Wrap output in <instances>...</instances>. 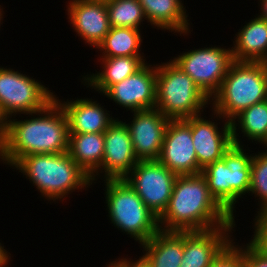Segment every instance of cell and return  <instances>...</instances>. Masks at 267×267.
Listing matches in <instances>:
<instances>
[{
	"label": "cell",
	"mask_w": 267,
	"mask_h": 267,
	"mask_svg": "<svg viewBox=\"0 0 267 267\" xmlns=\"http://www.w3.org/2000/svg\"><path fill=\"white\" fill-rule=\"evenodd\" d=\"M3 13H4L3 8L1 9V5H0V26H1V22L3 21V19H2L4 16Z\"/></svg>",
	"instance_id": "cell-35"
},
{
	"label": "cell",
	"mask_w": 267,
	"mask_h": 267,
	"mask_svg": "<svg viewBox=\"0 0 267 267\" xmlns=\"http://www.w3.org/2000/svg\"><path fill=\"white\" fill-rule=\"evenodd\" d=\"M145 63L128 78L112 85L103 95L127 111L156 107L157 65Z\"/></svg>",
	"instance_id": "cell-13"
},
{
	"label": "cell",
	"mask_w": 267,
	"mask_h": 267,
	"mask_svg": "<svg viewBox=\"0 0 267 267\" xmlns=\"http://www.w3.org/2000/svg\"><path fill=\"white\" fill-rule=\"evenodd\" d=\"M35 114L38 117L6 120L0 144V159L4 164L13 167L22 157L31 154L68 152V120L60 104L54 99Z\"/></svg>",
	"instance_id": "cell-1"
},
{
	"label": "cell",
	"mask_w": 267,
	"mask_h": 267,
	"mask_svg": "<svg viewBox=\"0 0 267 267\" xmlns=\"http://www.w3.org/2000/svg\"><path fill=\"white\" fill-rule=\"evenodd\" d=\"M92 1H104V2H106V1H109V0H92Z\"/></svg>",
	"instance_id": "cell-37"
},
{
	"label": "cell",
	"mask_w": 267,
	"mask_h": 267,
	"mask_svg": "<svg viewBox=\"0 0 267 267\" xmlns=\"http://www.w3.org/2000/svg\"><path fill=\"white\" fill-rule=\"evenodd\" d=\"M130 259V260H129ZM118 258L117 260H113L110 262L114 267H151L150 264L146 261V259L142 256L135 261H131V258Z\"/></svg>",
	"instance_id": "cell-31"
},
{
	"label": "cell",
	"mask_w": 267,
	"mask_h": 267,
	"mask_svg": "<svg viewBox=\"0 0 267 267\" xmlns=\"http://www.w3.org/2000/svg\"><path fill=\"white\" fill-rule=\"evenodd\" d=\"M254 218V237L250 244L261 254L267 257V211L257 212Z\"/></svg>",
	"instance_id": "cell-29"
},
{
	"label": "cell",
	"mask_w": 267,
	"mask_h": 267,
	"mask_svg": "<svg viewBox=\"0 0 267 267\" xmlns=\"http://www.w3.org/2000/svg\"><path fill=\"white\" fill-rule=\"evenodd\" d=\"M140 29L111 27L97 49L103 51L100 58L142 56Z\"/></svg>",
	"instance_id": "cell-25"
},
{
	"label": "cell",
	"mask_w": 267,
	"mask_h": 267,
	"mask_svg": "<svg viewBox=\"0 0 267 267\" xmlns=\"http://www.w3.org/2000/svg\"><path fill=\"white\" fill-rule=\"evenodd\" d=\"M5 128H6V119L2 116L0 112V144L4 137Z\"/></svg>",
	"instance_id": "cell-34"
},
{
	"label": "cell",
	"mask_w": 267,
	"mask_h": 267,
	"mask_svg": "<svg viewBox=\"0 0 267 267\" xmlns=\"http://www.w3.org/2000/svg\"><path fill=\"white\" fill-rule=\"evenodd\" d=\"M4 248L5 247L3 246V244L0 243V267H8V263L10 261L8 251H6V249Z\"/></svg>",
	"instance_id": "cell-32"
},
{
	"label": "cell",
	"mask_w": 267,
	"mask_h": 267,
	"mask_svg": "<svg viewBox=\"0 0 267 267\" xmlns=\"http://www.w3.org/2000/svg\"><path fill=\"white\" fill-rule=\"evenodd\" d=\"M263 152V153H262ZM253 155L251 162L250 193L259 197V212L267 211V151Z\"/></svg>",
	"instance_id": "cell-27"
},
{
	"label": "cell",
	"mask_w": 267,
	"mask_h": 267,
	"mask_svg": "<svg viewBox=\"0 0 267 267\" xmlns=\"http://www.w3.org/2000/svg\"><path fill=\"white\" fill-rule=\"evenodd\" d=\"M158 161L177 175L200 174L191 126L185 119H170Z\"/></svg>",
	"instance_id": "cell-11"
},
{
	"label": "cell",
	"mask_w": 267,
	"mask_h": 267,
	"mask_svg": "<svg viewBox=\"0 0 267 267\" xmlns=\"http://www.w3.org/2000/svg\"><path fill=\"white\" fill-rule=\"evenodd\" d=\"M104 133H69L68 154L91 177L102 165Z\"/></svg>",
	"instance_id": "cell-23"
},
{
	"label": "cell",
	"mask_w": 267,
	"mask_h": 267,
	"mask_svg": "<svg viewBox=\"0 0 267 267\" xmlns=\"http://www.w3.org/2000/svg\"><path fill=\"white\" fill-rule=\"evenodd\" d=\"M191 126V136L198 166L203 169L208 164L222 159L224 153L232 146L231 123L225 120L220 131L218 123L199 115L185 118Z\"/></svg>",
	"instance_id": "cell-15"
},
{
	"label": "cell",
	"mask_w": 267,
	"mask_h": 267,
	"mask_svg": "<svg viewBox=\"0 0 267 267\" xmlns=\"http://www.w3.org/2000/svg\"><path fill=\"white\" fill-rule=\"evenodd\" d=\"M261 4V11L260 15H258L260 18L264 19L267 21V0H259Z\"/></svg>",
	"instance_id": "cell-33"
},
{
	"label": "cell",
	"mask_w": 267,
	"mask_h": 267,
	"mask_svg": "<svg viewBox=\"0 0 267 267\" xmlns=\"http://www.w3.org/2000/svg\"><path fill=\"white\" fill-rule=\"evenodd\" d=\"M261 144H263V146H265V148H267V137ZM266 151H267V149H266Z\"/></svg>",
	"instance_id": "cell-36"
},
{
	"label": "cell",
	"mask_w": 267,
	"mask_h": 267,
	"mask_svg": "<svg viewBox=\"0 0 267 267\" xmlns=\"http://www.w3.org/2000/svg\"><path fill=\"white\" fill-rule=\"evenodd\" d=\"M210 99L171 59L157 65L156 109L169 119L201 114Z\"/></svg>",
	"instance_id": "cell-7"
},
{
	"label": "cell",
	"mask_w": 267,
	"mask_h": 267,
	"mask_svg": "<svg viewBox=\"0 0 267 267\" xmlns=\"http://www.w3.org/2000/svg\"><path fill=\"white\" fill-rule=\"evenodd\" d=\"M147 22L161 30L189 35L190 23L181 0H138Z\"/></svg>",
	"instance_id": "cell-20"
},
{
	"label": "cell",
	"mask_w": 267,
	"mask_h": 267,
	"mask_svg": "<svg viewBox=\"0 0 267 267\" xmlns=\"http://www.w3.org/2000/svg\"><path fill=\"white\" fill-rule=\"evenodd\" d=\"M106 7L111 27L139 29L141 22L147 20L138 0H109Z\"/></svg>",
	"instance_id": "cell-26"
},
{
	"label": "cell",
	"mask_w": 267,
	"mask_h": 267,
	"mask_svg": "<svg viewBox=\"0 0 267 267\" xmlns=\"http://www.w3.org/2000/svg\"><path fill=\"white\" fill-rule=\"evenodd\" d=\"M54 95L33 77L0 66V112L6 120L17 114L35 115L54 100Z\"/></svg>",
	"instance_id": "cell-8"
},
{
	"label": "cell",
	"mask_w": 267,
	"mask_h": 267,
	"mask_svg": "<svg viewBox=\"0 0 267 267\" xmlns=\"http://www.w3.org/2000/svg\"><path fill=\"white\" fill-rule=\"evenodd\" d=\"M266 99L267 63L233 61L211 98L212 115L232 121L242 110Z\"/></svg>",
	"instance_id": "cell-4"
},
{
	"label": "cell",
	"mask_w": 267,
	"mask_h": 267,
	"mask_svg": "<svg viewBox=\"0 0 267 267\" xmlns=\"http://www.w3.org/2000/svg\"><path fill=\"white\" fill-rule=\"evenodd\" d=\"M232 239L212 260L209 267H246L244 245H235Z\"/></svg>",
	"instance_id": "cell-28"
},
{
	"label": "cell",
	"mask_w": 267,
	"mask_h": 267,
	"mask_svg": "<svg viewBox=\"0 0 267 267\" xmlns=\"http://www.w3.org/2000/svg\"><path fill=\"white\" fill-rule=\"evenodd\" d=\"M104 157L101 167L90 177L91 182L97 181L96 176L104 173L107 179H124L139 162L134 152L129 130L123 121L117 118L104 132Z\"/></svg>",
	"instance_id": "cell-12"
},
{
	"label": "cell",
	"mask_w": 267,
	"mask_h": 267,
	"mask_svg": "<svg viewBox=\"0 0 267 267\" xmlns=\"http://www.w3.org/2000/svg\"><path fill=\"white\" fill-rule=\"evenodd\" d=\"M230 123L233 144L242 146L237 133L240 130L244 134L242 136H246L249 141L261 144L267 137V99L242 110Z\"/></svg>",
	"instance_id": "cell-24"
},
{
	"label": "cell",
	"mask_w": 267,
	"mask_h": 267,
	"mask_svg": "<svg viewBox=\"0 0 267 267\" xmlns=\"http://www.w3.org/2000/svg\"><path fill=\"white\" fill-rule=\"evenodd\" d=\"M107 267H114L111 263H109L108 265H107Z\"/></svg>",
	"instance_id": "cell-38"
},
{
	"label": "cell",
	"mask_w": 267,
	"mask_h": 267,
	"mask_svg": "<svg viewBox=\"0 0 267 267\" xmlns=\"http://www.w3.org/2000/svg\"><path fill=\"white\" fill-rule=\"evenodd\" d=\"M54 99L67 116L69 133H104L117 119L112 118L110 111L92 98L78 99L77 97L76 100L63 102L54 95Z\"/></svg>",
	"instance_id": "cell-18"
},
{
	"label": "cell",
	"mask_w": 267,
	"mask_h": 267,
	"mask_svg": "<svg viewBox=\"0 0 267 267\" xmlns=\"http://www.w3.org/2000/svg\"><path fill=\"white\" fill-rule=\"evenodd\" d=\"M244 146L232 144L222 159L202 169L208 189L215 200L233 217L239 198L249 193L253 154L245 153Z\"/></svg>",
	"instance_id": "cell-6"
},
{
	"label": "cell",
	"mask_w": 267,
	"mask_h": 267,
	"mask_svg": "<svg viewBox=\"0 0 267 267\" xmlns=\"http://www.w3.org/2000/svg\"><path fill=\"white\" fill-rule=\"evenodd\" d=\"M145 56L101 58L102 71L86 75L84 85L104 94L112 85L138 71L146 62Z\"/></svg>",
	"instance_id": "cell-22"
},
{
	"label": "cell",
	"mask_w": 267,
	"mask_h": 267,
	"mask_svg": "<svg viewBox=\"0 0 267 267\" xmlns=\"http://www.w3.org/2000/svg\"><path fill=\"white\" fill-rule=\"evenodd\" d=\"M68 18L75 32L91 47H98L110 31L106 2L71 0L67 3Z\"/></svg>",
	"instance_id": "cell-16"
},
{
	"label": "cell",
	"mask_w": 267,
	"mask_h": 267,
	"mask_svg": "<svg viewBox=\"0 0 267 267\" xmlns=\"http://www.w3.org/2000/svg\"><path fill=\"white\" fill-rule=\"evenodd\" d=\"M105 181V201L111 223L140 245L159 230V218L142 201L125 179Z\"/></svg>",
	"instance_id": "cell-5"
},
{
	"label": "cell",
	"mask_w": 267,
	"mask_h": 267,
	"mask_svg": "<svg viewBox=\"0 0 267 267\" xmlns=\"http://www.w3.org/2000/svg\"><path fill=\"white\" fill-rule=\"evenodd\" d=\"M241 28L231 47L233 61L267 63V21L257 15Z\"/></svg>",
	"instance_id": "cell-19"
},
{
	"label": "cell",
	"mask_w": 267,
	"mask_h": 267,
	"mask_svg": "<svg viewBox=\"0 0 267 267\" xmlns=\"http://www.w3.org/2000/svg\"><path fill=\"white\" fill-rule=\"evenodd\" d=\"M140 246L144 249L142 256L151 267H180L184 251V231L159 230Z\"/></svg>",
	"instance_id": "cell-21"
},
{
	"label": "cell",
	"mask_w": 267,
	"mask_h": 267,
	"mask_svg": "<svg viewBox=\"0 0 267 267\" xmlns=\"http://www.w3.org/2000/svg\"><path fill=\"white\" fill-rule=\"evenodd\" d=\"M235 225L233 217L211 195L201 173L177 176L168 207L159 217L162 231H203Z\"/></svg>",
	"instance_id": "cell-2"
},
{
	"label": "cell",
	"mask_w": 267,
	"mask_h": 267,
	"mask_svg": "<svg viewBox=\"0 0 267 267\" xmlns=\"http://www.w3.org/2000/svg\"><path fill=\"white\" fill-rule=\"evenodd\" d=\"M235 226L203 231H184V251L180 267H209L212 260L232 240Z\"/></svg>",
	"instance_id": "cell-17"
},
{
	"label": "cell",
	"mask_w": 267,
	"mask_h": 267,
	"mask_svg": "<svg viewBox=\"0 0 267 267\" xmlns=\"http://www.w3.org/2000/svg\"><path fill=\"white\" fill-rule=\"evenodd\" d=\"M177 174L158 160L139 161L124 178L158 218L167 209Z\"/></svg>",
	"instance_id": "cell-10"
},
{
	"label": "cell",
	"mask_w": 267,
	"mask_h": 267,
	"mask_svg": "<svg viewBox=\"0 0 267 267\" xmlns=\"http://www.w3.org/2000/svg\"><path fill=\"white\" fill-rule=\"evenodd\" d=\"M131 124L126 123L139 161L158 160L165 131L170 120L158 109L132 111Z\"/></svg>",
	"instance_id": "cell-14"
},
{
	"label": "cell",
	"mask_w": 267,
	"mask_h": 267,
	"mask_svg": "<svg viewBox=\"0 0 267 267\" xmlns=\"http://www.w3.org/2000/svg\"><path fill=\"white\" fill-rule=\"evenodd\" d=\"M246 267H267V257L259 253L249 242L244 245Z\"/></svg>",
	"instance_id": "cell-30"
},
{
	"label": "cell",
	"mask_w": 267,
	"mask_h": 267,
	"mask_svg": "<svg viewBox=\"0 0 267 267\" xmlns=\"http://www.w3.org/2000/svg\"><path fill=\"white\" fill-rule=\"evenodd\" d=\"M23 173L41 196L53 202L92 185L90 176L70 157L68 152L31 154L14 166Z\"/></svg>",
	"instance_id": "cell-3"
},
{
	"label": "cell",
	"mask_w": 267,
	"mask_h": 267,
	"mask_svg": "<svg viewBox=\"0 0 267 267\" xmlns=\"http://www.w3.org/2000/svg\"><path fill=\"white\" fill-rule=\"evenodd\" d=\"M171 61L211 100L219 91L233 58L230 48L211 46L183 52Z\"/></svg>",
	"instance_id": "cell-9"
}]
</instances>
